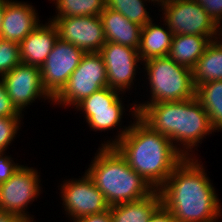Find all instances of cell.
Returning a JSON list of instances; mask_svg holds the SVG:
<instances>
[{
    "mask_svg": "<svg viewBox=\"0 0 222 222\" xmlns=\"http://www.w3.org/2000/svg\"><path fill=\"white\" fill-rule=\"evenodd\" d=\"M126 105L133 122L129 131L114 145L154 190H159L175 167L185 158L171 140L152 130L139 117L135 103Z\"/></svg>",
    "mask_w": 222,
    "mask_h": 222,
    "instance_id": "obj_2",
    "label": "cell"
},
{
    "mask_svg": "<svg viewBox=\"0 0 222 222\" xmlns=\"http://www.w3.org/2000/svg\"><path fill=\"white\" fill-rule=\"evenodd\" d=\"M85 172L109 206L140 200L155 191L114 146H99Z\"/></svg>",
    "mask_w": 222,
    "mask_h": 222,
    "instance_id": "obj_4",
    "label": "cell"
},
{
    "mask_svg": "<svg viewBox=\"0 0 222 222\" xmlns=\"http://www.w3.org/2000/svg\"><path fill=\"white\" fill-rule=\"evenodd\" d=\"M162 204L159 190L140 200L110 206L112 222H148L153 212Z\"/></svg>",
    "mask_w": 222,
    "mask_h": 222,
    "instance_id": "obj_19",
    "label": "cell"
},
{
    "mask_svg": "<svg viewBox=\"0 0 222 222\" xmlns=\"http://www.w3.org/2000/svg\"><path fill=\"white\" fill-rule=\"evenodd\" d=\"M136 108L138 117L152 130L167 136L185 158L198 157L195 150H198L199 143L216 132L196 97Z\"/></svg>",
    "mask_w": 222,
    "mask_h": 222,
    "instance_id": "obj_3",
    "label": "cell"
},
{
    "mask_svg": "<svg viewBox=\"0 0 222 222\" xmlns=\"http://www.w3.org/2000/svg\"><path fill=\"white\" fill-rule=\"evenodd\" d=\"M146 2L149 5L154 3L153 6L157 4L154 0H106V7L121 13L127 20L143 27L153 20L150 11H147L151 8H147Z\"/></svg>",
    "mask_w": 222,
    "mask_h": 222,
    "instance_id": "obj_24",
    "label": "cell"
},
{
    "mask_svg": "<svg viewBox=\"0 0 222 222\" xmlns=\"http://www.w3.org/2000/svg\"><path fill=\"white\" fill-rule=\"evenodd\" d=\"M148 222H176L173 214L161 204L151 215Z\"/></svg>",
    "mask_w": 222,
    "mask_h": 222,
    "instance_id": "obj_31",
    "label": "cell"
},
{
    "mask_svg": "<svg viewBox=\"0 0 222 222\" xmlns=\"http://www.w3.org/2000/svg\"><path fill=\"white\" fill-rule=\"evenodd\" d=\"M154 1L157 3V5H159L160 3L167 1V0H154Z\"/></svg>",
    "mask_w": 222,
    "mask_h": 222,
    "instance_id": "obj_35",
    "label": "cell"
},
{
    "mask_svg": "<svg viewBox=\"0 0 222 222\" xmlns=\"http://www.w3.org/2000/svg\"><path fill=\"white\" fill-rule=\"evenodd\" d=\"M122 95L121 92L104 87L82 100L74 109L82 115H92V110L111 109V105Z\"/></svg>",
    "mask_w": 222,
    "mask_h": 222,
    "instance_id": "obj_25",
    "label": "cell"
},
{
    "mask_svg": "<svg viewBox=\"0 0 222 222\" xmlns=\"http://www.w3.org/2000/svg\"><path fill=\"white\" fill-rule=\"evenodd\" d=\"M47 22V23H46ZM39 24L20 44L23 64L41 67L59 38L55 24L48 20Z\"/></svg>",
    "mask_w": 222,
    "mask_h": 222,
    "instance_id": "obj_15",
    "label": "cell"
},
{
    "mask_svg": "<svg viewBox=\"0 0 222 222\" xmlns=\"http://www.w3.org/2000/svg\"><path fill=\"white\" fill-rule=\"evenodd\" d=\"M58 190L61 191L59 193L64 213L71 222L87 215L102 213L110 207L86 172L81 178L63 180Z\"/></svg>",
    "mask_w": 222,
    "mask_h": 222,
    "instance_id": "obj_9",
    "label": "cell"
},
{
    "mask_svg": "<svg viewBox=\"0 0 222 222\" xmlns=\"http://www.w3.org/2000/svg\"><path fill=\"white\" fill-rule=\"evenodd\" d=\"M197 157L184 158L159 189L162 204L176 222H219L222 205L205 166Z\"/></svg>",
    "mask_w": 222,
    "mask_h": 222,
    "instance_id": "obj_1",
    "label": "cell"
},
{
    "mask_svg": "<svg viewBox=\"0 0 222 222\" xmlns=\"http://www.w3.org/2000/svg\"><path fill=\"white\" fill-rule=\"evenodd\" d=\"M8 0H0V39H1V32H2V25H3V13L5 10V4Z\"/></svg>",
    "mask_w": 222,
    "mask_h": 222,
    "instance_id": "obj_34",
    "label": "cell"
},
{
    "mask_svg": "<svg viewBox=\"0 0 222 222\" xmlns=\"http://www.w3.org/2000/svg\"><path fill=\"white\" fill-rule=\"evenodd\" d=\"M38 11L25 1L8 0L3 13L1 39L20 44L39 24Z\"/></svg>",
    "mask_w": 222,
    "mask_h": 222,
    "instance_id": "obj_14",
    "label": "cell"
},
{
    "mask_svg": "<svg viewBox=\"0 0 222 222\" xmlns=\"http://www.w3.org/2000/svg\"><path fill=\"white\" fill-rule=\"evenodd\" d=\"M193 84L222 80V38L212 40L192 69Z\"/></svg>",
    "mask_w": 222,
    "mask_h": 222,
    "instance_id": "obj_21",
    "label": "cell"
},
{
    "mask_svg": "<svg viewBox=\"0 0 222 222\" xmlns=\"http://www.w3.org/2000/svg\"><path fill=\"white\" fill-rule=\"evenodd\" d=\"M6 151H0V184L8 181L22 164L15 163L11 155Z\"/></svg>",
    "mask_w": 222,
    "mask_h": 222,
    "instance_id": "obj_29",
    "label": "cell"
},
{
    "mask_svg": "<svg viewBox=\"0 0 222 222\" xmlns=\"http://www.w3.org/2000/svg\"><path fill=\"white\" fill-rule=\"evenodd\" d=\"M84 54L83 50L58 38L40 67L43 88L52 98L66 85Z\"/></svg>",
    "mask_w": 222,
    "mask_h": 222,
    "instance_id": "obj_11",
    "label": "cell"
},
{
    "mask_svg": "<svg viewBox=\"0 0 222 222\" xmlns=\"http://www.w3.org/2000/svg\"><path fill=\"white\" fill-rule=\"evenodd\" d=\"M154 21H149L142 27L138 48V54L142 62L151 58L168 56L170 52L172 31L164 20H158L163 22L160 25Z\"/></svg>",
    "mask_w": 222,
    "mask_h": 222,
    "instance_id": "obj_18",
    "label": "cell"
},
{
    "mask_svg": "<svg viewBox=\"0 0 222 222\" xmlns=\"http://www.w3.org/2000/svg\"><path fill=\"white\" fill-rule=\"evenodd\" d=\"M211 40L200 35H173L169 57L177 64L193 69Z\"/></svg>",
    "mask_w": 222,
    "mask_h": 222,
    "instance_id": "obj_20",
    "label": "cell"
},
{
    "mask_svg": "<svg viewBox=\"0 0 222 222\" xmlns=\"http://www.w3.org/2000/svg\"><path fill=\"white\" fill-rule=\"evenodd\" d=\"M157 7L173 35L207 36L211 41L220 37L221 28L195 0H167Z\"/></svg>",
    "mask_w": 222,
    "mask_h": 222,
    "instance_id": "obj_7",
    "label": "cell"
},
{
    "mask_svg": "<svg viewBox=\"0 0 222 222\" xmlns=\"http://www.w3.org/2000/svg\"><path fill=\"white\" fill-rule=\"evenodd\" d=\"M99 53L106 67L108 87L122 94L133 89L132 86H135L134 82L137 80L135 77L141 73L138 70H143L140 69L142 61L138 49L106 42Z\"/></svg>",
    "mask_w": 222,
    "mask_h": 222,
    "instance_id": "obj_10",
    "label": "cell"
},
{
    "mask_svg": "<svg viewBox=\"0 0 222 222\" xmlns=\"http://www.w3.org/2000/svg\"><path fill=\"white\" fill-rule=\"evenodd\" d=\"M106 42H113L138 49L142 26L127 20L121 13L107 7L101 12Z\"/></svg>",
    "mask_w": 222,
    "mask_h": 222,
    "instance_id": "obj_17",
    "label": "cell"
},
{
    "mask_svg": "<svg viewBox=\"0 0 222 222\" xmlns=\"http://www.w3.org/2000/svg\"><path fill=\"white\" fill-rule=\"evenodd\" d=\"M122 94L112 105L111 109H101V110H92V115H83L84 121H86L88 126L94 132H106L107 130L117 129V135L110 137L109 140H104L101 143V146H114L128 131L132 121L129 124L122 126V120L126 115H128L125 110L123 101L125 98ZM125 113V114H124ZM124 114V115H123ZM120 130V131H119ZM114 138V139H113Z\"/></svg>",
    "mask_w": 222,
    "mask_h": 222,
    "instance_id": "obj_16",
    "label": "cell"
},
{
    "mask_svg": "<svg viewBox=\"0 0 222 222\" xmlns=\"http://www.w3.org/2000/svg\"><path fill=\"white\" fill-rule=\"evenodd\" d=\"M3 80L11 103L22 113L33 105L34 101L46 100L52 105L53 98L45 91L42 84L41 70L37 66L20 63L4 74Z\"/></svg>",
    "mask_w": 222,
    "mask_h": 222,
    "instance_id": "obj_12",
    "label": "cell"
},
{
    "mask_svg": "<svg viewBox=\"0 0 222 222\" xmlns=\"http://www.w3.org/2000/svg\"><path fill=\"white\" fill-rule=\"evenodd\" d=\"M58 29L59 38L85 53L99 52L106 43L100 16L49 18Z\"/></svg>",
    "mask_w": 222,
    "mask_h": 222,
    "instance_id": "obj_13",
    "label": "cell"
},
{
    "mask_svg": "<svg viewBox=\"0 0 222 222\" xmlns=\"http://www.w3.org/2000/svg\"><path fill=\"white\" fill-rule=\"evenodd\" d=\"M209 14L214 22L222 27V0H195Z\"/></svg>",
    "mask_w": 222,
    "mask_h": 222,
    "instance_id": "obj_30",
    "label": "cell"
},
{
    "mask_svg": "<svg viewBox=\"0 0 222 222\" xmlns=\"http://www.w3.org/2000/svg\"><path fill=\"white\" fill-rule=\"evenodd\" d=\"M54 2L56 14L52 18L70 16H100L106 0H49Z\"/></svg>",
    "mask_w": 222,
    "mask_h": 222,
    "instance_id": "obj_23",
    "label": "cell"
},
{
    "mask_svg": "<svg viewBox=\"0 0 222 222\" xmlns=\"http://www.w3.org/2000/svg\"><path fill=\"white\" fill-rule=\"evenodd\" d=\"M146 77L144 84L148 91V100L133 102L136 106H147L151 103L182 101L195 97L196 87L193 84L192 70L175 63L169 56L156 57L142 62ZM145 71V72H144ZM149 89V90H148Z\"/></svg>",
    "mask_w": 222,
    "mask_h": 222,
    "instance_id": "obj_5",
    "label": "cell"
},
{
    "mask_svg": "<svg viewBox=\"0 0 222 222\" xmlns=\"http://www.w3.org/2000/svg\"><path fill=\"white\" fill-rule=\"evenodd\" d=\"M16 107L11 103L5 84L0 78V117H23Z\"/></svg>",
    "mask_w": 222,
    "mask_h": 222,
    "instance_id": "obj_28",
    "label": "cell"
},
{
    "mask_svg": "<svg viewBox=\"0 0 222 222\" xmlns=\"http://www.w3.org/2000/svg\"><path fill=\"white\" fill-rule=\"evenodd\" d=\"M195 97L209 115L212 128L222 132V80L197 85Z\"/></svg>",
    "mask_w": 222,
    "mask_h": 222,
    "instance_id": "obj_22",
    "label": "cell"
},
{
    "mask_svg": "<svg viewBox=\"0 0 222 222\" xmlns=\"http://www.w3.org/2000/svg\"><path fill=\"white\" fill-rule=\"evenodd\" d=\"M74 222H112L110 208L102 213L81 217Z\"/></svg>",
    "mask_w": 222,
    "mask_h": 222,
    "instance_id": "obj_32",
    "label": "cell"
},
{
    "mask_svg": "<svg viewBox=\"0 0 222 222\" xmlns=\"http://www.w3.org/2000/svg\"><path fill=\"white\" fill-rule=\"evenodd\" d=\"M0 222H25L18 215L0 211Z\"/></svg>",
    "mask_w": 222,
    "mask_h": 222,
    "instance_id": "obj_33",
    "label": "cell"
},
{
    "mask_svg": "<svg viewBox=\"0 0 222 222\" xmlns=\"http://www.w3.org/2000/svg\"><path fill=\"white\" fill-rule=\"evenodd\" d=\"M107 86V73L102 56L99 52L85 53L66 85L53 98L52 105H59L64 109L75 108L82 100Z\"/></svg>",
    "mask_w": 222,
    "mask_h": 222,
    "instance_id": "obj_6",
    "label": "cell"
},
{
    "mask_svg": "<svg viewBox=\"0 0 222 222\" xmlns=\"http://www.w3.org/2000/svg\"><path fill=\"white\" fill-rule=\"evenodd\" d=\"M220 37L222 38V27H221V31H220Z\"/></svg>",
    "mask_w": 222,
    "mask_h": 222,
    "instance_id": "obj_36",
    "label": "cell"
},
{
    "mask_svg": "<svg viewBox=\"0 0 222 222\" xmlns=\"http://www.w3.org/2000/svg\"><path fill=\"white\" fill-rule=\"evenodd\" d=\"M22 63L19 44L0 39V78Z\"/></svg>",
    "mask_w": 222,
    "mask_h": 222,
    "instance_id": "obj_26",
    "label": "cell"
},
{
    "mask_svg": "<svg viewBox=\"0 0 222 222\" xmlns=\"http://www.w3.org/2000/svg\"><path fill=\"white\" fill-rule=\"evenodd\" d=\"M24 117H0V151H7L21 129Z\"/></svg>",
    "mask_w": 222,
    "mask_h": 222,
    "instance_id": "obj_27",
    "label": "cell"
},
{
    "mask_svg": "<svg viewBox=\"0 0 222 222\" xmlns=\"http://www.w3.org/2000/svg\"><path fill=\"white\" fill-rule=\"evenodd\" d=\"M38 171L21 165L8 181L0 184V211L18 215L25 222H36L27 210L43 191Z\"/></svg>",
    "mask_w": 222,
    "mask_h": 222,
    "instance_id": "obj_8",
    "label": "cell"
}]
</instances>
